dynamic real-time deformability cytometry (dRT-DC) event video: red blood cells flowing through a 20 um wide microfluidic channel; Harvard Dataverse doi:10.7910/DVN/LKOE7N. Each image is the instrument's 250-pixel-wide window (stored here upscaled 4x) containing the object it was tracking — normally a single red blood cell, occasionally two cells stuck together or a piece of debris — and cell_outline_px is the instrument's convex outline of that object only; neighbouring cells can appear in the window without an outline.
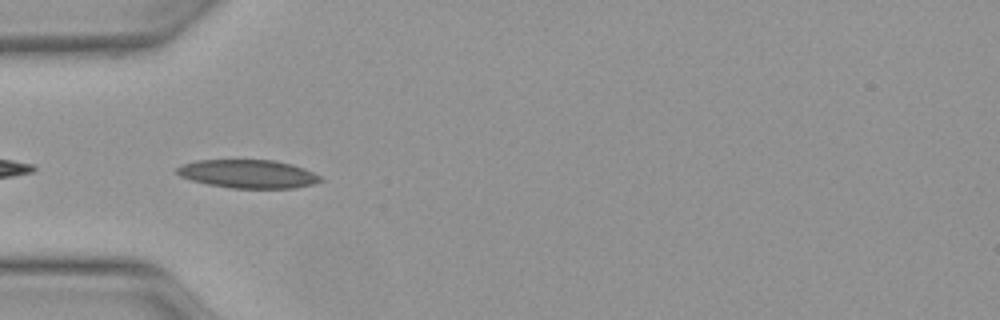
{"species": "Egyptian fruit bat (a non-hibernating species)", "species_latin": "Rousettus aegyptiacus", "temperature_condition": "warm", "stored_images_in_passage": 6, "camera_frame_rate_fps": 3000, "um_per_image_px": 0.085, "animal": {"sex": "female"}, "frame": {"image": 1, "passage_image": 2, "time_ms": 0.333, "image_size_px": [1000, 320], "cell_outline_px": [[324, 180], [312, 184], [292, 188], [232, 188], [208, 184], [192, 180], [180, 176], [176, 172], [176, 168], [184, 164], [196, 160], [272, 160], [292, 164], [304, 168], [320, 176]], "centroid_in_image_um": [21.09, 14.78], "position_along_channel_um": 63.9, "area_um2": 23.58}}